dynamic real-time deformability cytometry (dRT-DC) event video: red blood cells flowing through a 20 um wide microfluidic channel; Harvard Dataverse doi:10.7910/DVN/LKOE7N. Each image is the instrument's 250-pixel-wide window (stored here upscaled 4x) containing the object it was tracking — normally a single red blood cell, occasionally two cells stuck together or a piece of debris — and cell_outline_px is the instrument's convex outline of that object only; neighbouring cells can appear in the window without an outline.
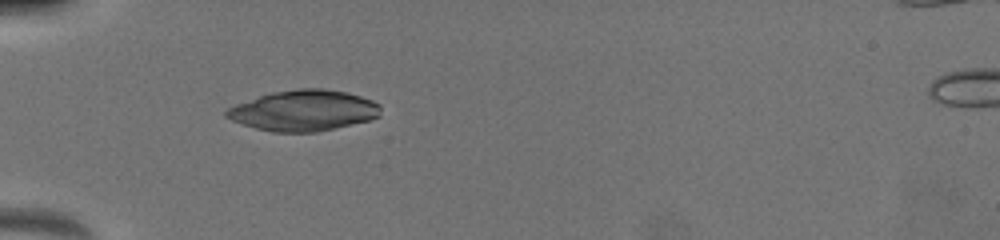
{"species": "common noctule bat (a hibernating species)", "species_latin": "Nyctalus noctula", "temperature_condition": "warm", "stored_images_in_passage": 2, "camera_frame_rate_fps": 3000, "um_per_image_px": 0.085, "animal": {"sex": "female", "body_mass_g": 19.5, "forearm_length_mm": 54.1}, "frame": {"image": 1, "passage_image": 1, "time_ms": 0.0, "image_size_px": [1000, 240], "cell_outline_px": [[380, 116], [368, 120], [316, 132], [272, 132], [256, 128], [232, 120], [224, 116], [224, 112], [228, 108], [236, 104], [272, 92], [296, 88], [324, 88], [348, 92], [372, 100], [380, 104]], "centroid_in_image_um": [25.81, 9.38], "position_along_channel_um": 59.2, "area_um2": 36.53}}